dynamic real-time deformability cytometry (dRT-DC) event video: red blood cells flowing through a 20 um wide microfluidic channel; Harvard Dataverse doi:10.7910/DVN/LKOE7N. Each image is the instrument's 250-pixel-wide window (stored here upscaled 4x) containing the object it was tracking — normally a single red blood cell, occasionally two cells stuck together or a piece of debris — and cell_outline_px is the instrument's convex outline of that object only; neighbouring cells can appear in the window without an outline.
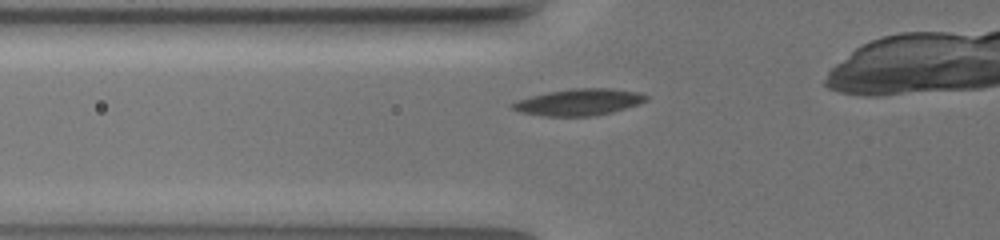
{"species": "common noctule bat (a hibernating species)", "species_latin": "Nyctalus noctula", "temperature_condition": "warm", "stored_images_in_passage": 37, "camera_frame_rate_fps": 3000, "um_per_image_px": 0.085, "animal": {"sex": "female", "body_mass_g": 19.5, "forearm_length_mm": 54.1}, "frame": {"image": 1, "passage_image": 2, "time_ms": 0.333, "image_size_px": [1000, 240], "cell_outline_px": [[648, 100], [612, 112], [592, 116], [544, 116], [520, 112], [512, 108], [508, 104], [516, 100], [548, 92], [568, 88], [612, 88], [636, 92], [648, 96]], "centroid_in_image_um": [49.15, 8.67], "position_along_channel_um": 76.6, "area_um2": 20.63}}
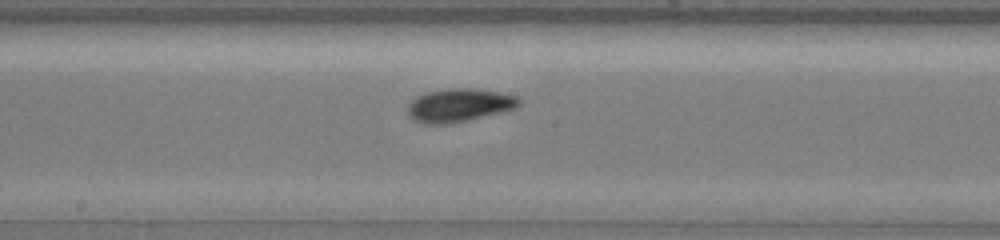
{"frame": {"image": 2, "passage_image": 14, "time_ms": 4.333, "image_size_px": [1000, 240], "cell_outline_px": [[524, 100], [520, 104], [512, 108], [464, 120], [440, 124], [424, 124], [416, 120], [408, 112], [408, 104], [416, 96], [424, 92], [444, 88], [476, 88], [500, 92], [516, 96]], "centroid_in_image_um": [39.0, 8.89], "position_along_channel_um": 209.2, "area_um2": 21.15}}
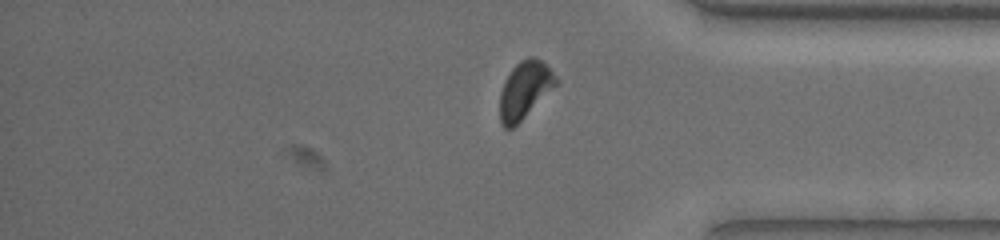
{"frame": {"image": 3, "passage_image": 31, "time_ms": 10.0, "image_size_px": [1000, 240], "cell_outline_px": [[560, 80], [512, 128], [504, 128], [500, 120], [500, 92], [504, 80], [512, 68], [520, 60], [528, 56], [532, 56], [540, 60]], "centroid_in_image_um": [44.56, 7.61], "position_along_channel_um": 390.6, "area_um2": 18.15}, "authors_computed_cell_mechanics": {"area_um2": 19.8254, "velocity_mm_per_s": 3.341, "shape_relaxation_time_tau1_ms": 2.941, "shape_relaxation_time_tau2_ms": 2.3419, "deformation_change_tau1": 0.1353, "deformation_change_tau2": 0.083}}